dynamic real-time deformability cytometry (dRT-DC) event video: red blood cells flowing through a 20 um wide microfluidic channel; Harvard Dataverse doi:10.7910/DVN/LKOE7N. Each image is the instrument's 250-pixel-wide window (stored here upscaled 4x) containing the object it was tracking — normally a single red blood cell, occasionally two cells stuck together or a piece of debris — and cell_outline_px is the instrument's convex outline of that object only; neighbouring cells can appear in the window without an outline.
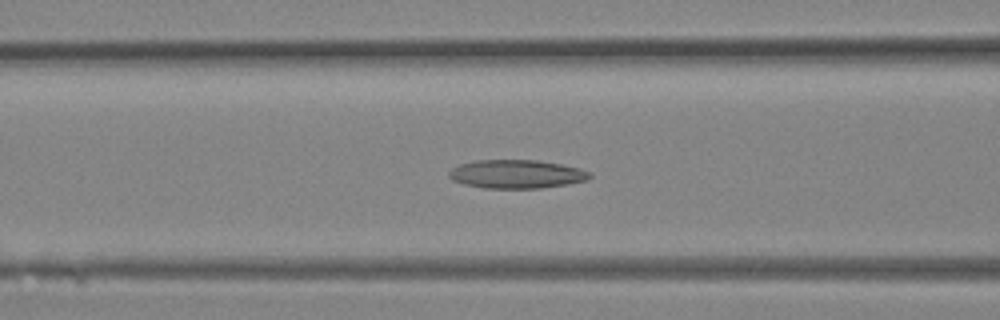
{"species": "Egyptian fruit bat (a non-hibernating species)", "species_latin": "Rousettus aegyptiacus", "temperature_condition": "room temperature", "stored_images_in_passage": 27, "camera_frame_rate_fps": 3000, "um_per_image_px": 0.085, "animal": {"sex": "female"}, "frame": {"image": 1, "passage_image": 8, "time_ms": 2.333, "image_size_px": [1000, 320], "cell_outline_px": [[592, 176], [588, 180], [568, 184], [540, 188], [484, 188], [464, 184], [452, 180], [448, 176], [448, 172], [452, 168], [460, 164], [476, 160], [536, 160], [560, 164], [580, 168], [592, 172]], "centroid_in_image_um": [43.92, 14.8], "position_along_channel_um": 122.7, "area_um2": 23.52}}
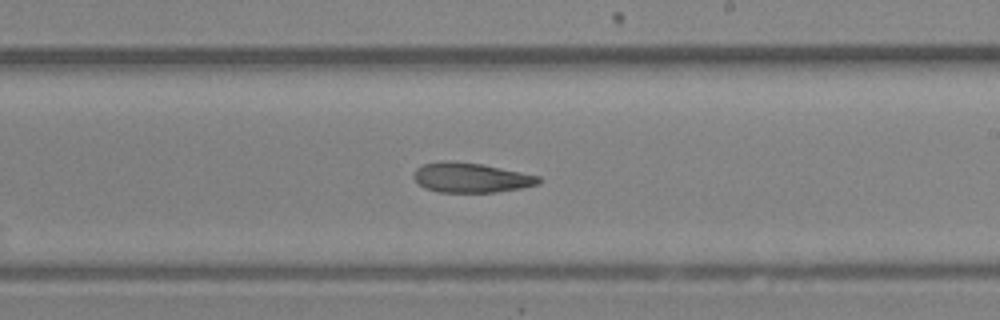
{"frame": {"image": 2, "passage_image": 14, "time_ms": 4.333, "image_size_px": [1000, 320], "cell_outline_px": [[544, 180], [540, 184], [520, 188], [496, 192], [440, 192], [424, 188], [412, 176], [416, 168], [424, 164], [444, 160], [448, 160], [480, 164], [540, 176]], "centroid_in_image_um": [40.04, 15.1], "position_along_channel_um": 249.0, "area_um2": 21.62}}
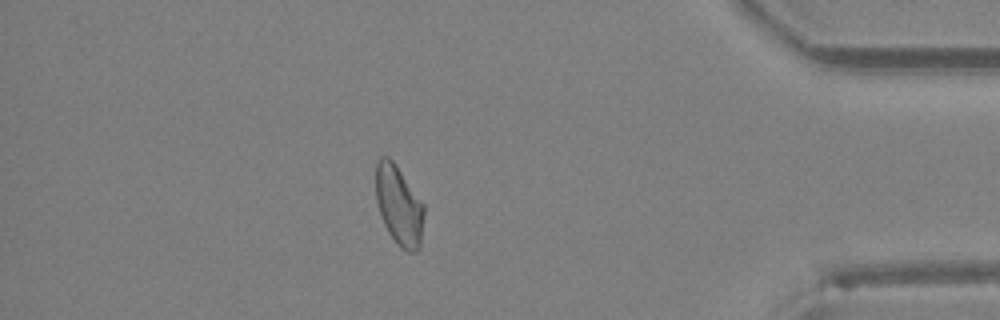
{"frame": {"image": 3, "passage_image": 23, "time_ms": 7.333, "image_size_px": [1000, 320], "cell_outline_px": [[424, 212], [420, 248], [416, 252], [408, 252], [400, 248], [396, 244], [388, 232], [384, 224], [376, 200], [376, 160], [380, 156], [388, 156], [396, 164], [424, 204]], "centroid_in_image_um": [33.91, 17.47], "position_along_channel_um": 401.3, "area_um2": 22.54}}